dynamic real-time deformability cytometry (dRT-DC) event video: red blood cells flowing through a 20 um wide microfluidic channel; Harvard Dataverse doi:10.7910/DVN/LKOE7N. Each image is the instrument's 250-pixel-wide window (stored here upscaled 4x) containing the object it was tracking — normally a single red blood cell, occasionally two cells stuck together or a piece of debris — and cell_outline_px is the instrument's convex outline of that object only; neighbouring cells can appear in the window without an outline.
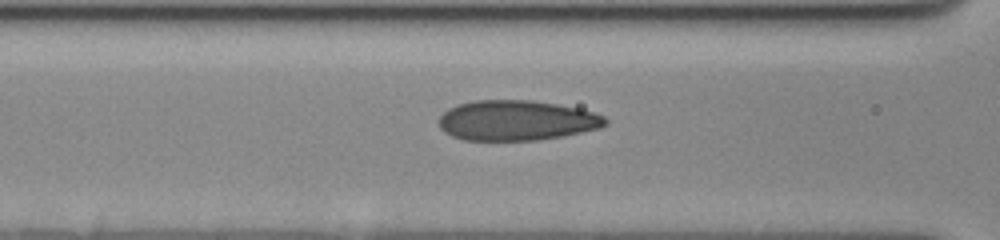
{"species": "human", "species_latin": "Homo sapiens", "temperature_condition": "cold", "stored_images_in_passage": 52, "camera_frame_rate_fps": 3000, "um_per_image_px": 0.085, "donor": {"sex": "female"}, "frame": {"image": 1, "passage_image": 26, "time_ms": 8.333, "image_size_px": [1000, 240], "cell_outline_px": [[608, 124], [600, 128], [560, 136], [536, 140], [464, 140], [452, 136], [444, 132], [440, 128], [440, 116], [448, 108], [472, 100], [532, 100], [580, 108], [604, 116], [608, 120]], "centroid_in_image_um": [43.91, 10.23], "position_along_channel_um": 122.7, "area_um2": 38.9}}
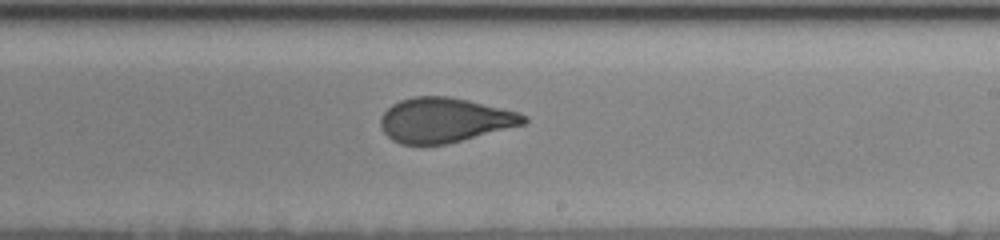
{"frame": {"image": 2, "passage_image": 37, "time_ms": 12.0, "image_size_px": [1000, 240], "cell_outline_px": [[528, 120], [524, 124], [448, 144], [400, 144], [392, 140], [380, 128], [380, 120], [384, 112], [392, 104], [400, 100], [412, 96], [448, 96], [468, 100], [520, 112], [528, 116]], "centroid_in_image_um": [37.79, 10.2], "position_along_channel_um": 251.2, "area_um2": 37.34}}
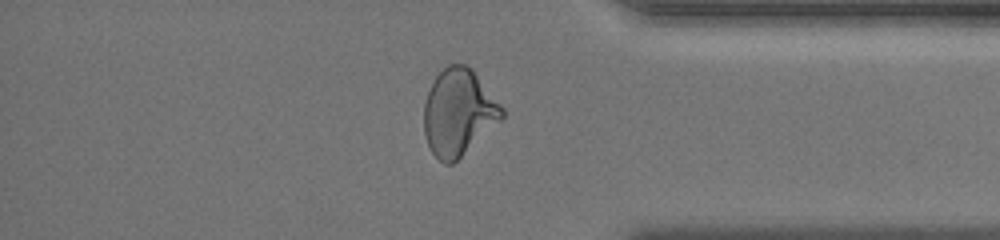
{"frame": {"image": 3, "passage_image": 50, "time_ms": 16.333, "image_size_px": [1000, 240], "cell_outline_px": [[504, 116], [500, 120], [452, 164], [444, 164], [428, 148], [424, 132], [424, 104], [428, 92], [436, 76], [448, 64], [468, 64], [472, 68], [504, 108]], "centroid_in_image_um": [38.96, 9.53], "position_along_channel_um": 396.2, "area_um2": 38.96}}